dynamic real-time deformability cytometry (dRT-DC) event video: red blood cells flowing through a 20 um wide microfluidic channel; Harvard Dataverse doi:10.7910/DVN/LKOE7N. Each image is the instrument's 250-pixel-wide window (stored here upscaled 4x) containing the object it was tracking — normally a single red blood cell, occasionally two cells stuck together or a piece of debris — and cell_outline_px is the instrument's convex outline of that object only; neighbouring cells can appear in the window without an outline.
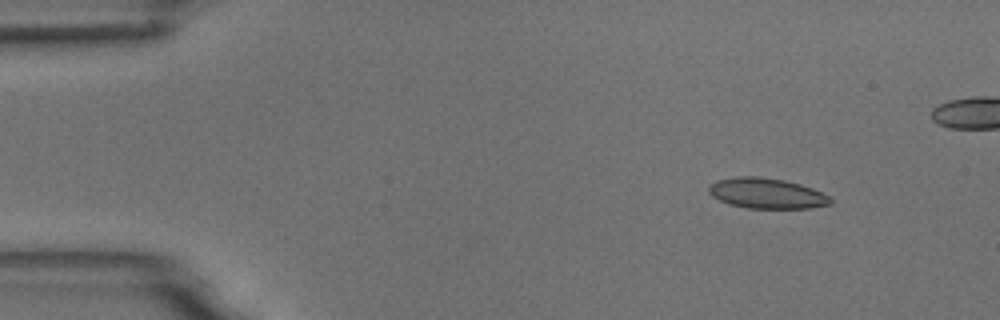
{"species": "common noctule bat (a hibernating species)", "species_latin": "Nyctalus noctula", "temperature_condition": "room temperature", "stored_images_in_passage": 6, "camera_frame_rate_fps": 3000, "um_per_image_px": 0.085, "animal": {"sex": "male", "body_mass_g": 18.8}, "frame": {"image": 1, "passage_image": 2, "time_ms": 2.0, "image_size_px": [1000, 320], "cell_outline_px": [[832, 204], [808, 208], [748, 208], [728, 204], [712, 196], [708, 192], [708, 184], [716, 180], [736, 176], [760, 176], [784, 180], [800, 184], [812, 188], [832, 196]], "centroid_in_image_um": [65.16, 16.42], "position_along_channel_um": 19.8, "area_um2": 21.85}}